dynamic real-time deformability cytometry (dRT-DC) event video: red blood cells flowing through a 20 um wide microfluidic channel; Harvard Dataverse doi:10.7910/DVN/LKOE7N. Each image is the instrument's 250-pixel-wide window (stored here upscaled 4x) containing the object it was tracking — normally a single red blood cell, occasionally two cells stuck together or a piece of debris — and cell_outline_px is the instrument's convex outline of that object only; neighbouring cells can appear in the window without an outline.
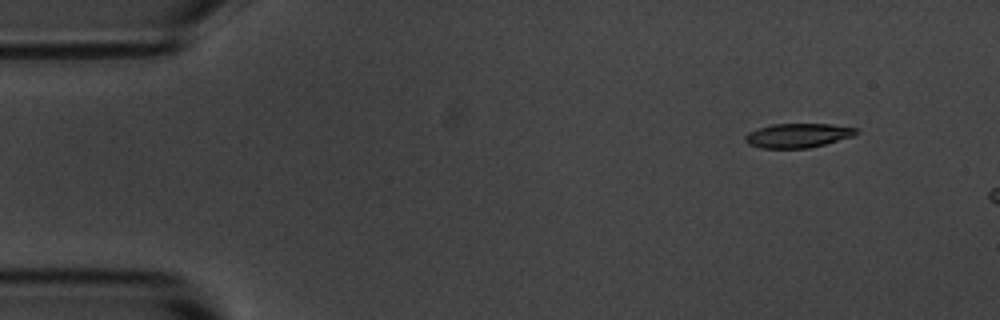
{"species": "common noctule bat (a hibernating species)", "species_latin": "Nyctalus noctula", "temperature_condition": "room temperature", "stored_images_in_passage": 48, "camera_frame_rate_fps": 3000, "um_per_image_px": 0.085, "animal": {"sex": "male", "body_mass_g": 20.1, "forearm_length_mm": 53.5}, "frame": {"image": 1, "passage_image": 1, "time_ms": 0.0, "image_size_px": [1000, 320], "cell_outline_px": [[860, 132], [852, 136], [824, 144], [808, 148], [760, 148], [748, 144], [744, 140], [744, 136], [748, 132], [772, 124], [832, 124], [856, 128]], "centroid_in_image_um": [67.79, 11.51], "position_along_channel_um": 17.2, "area_um2": 15.61}}
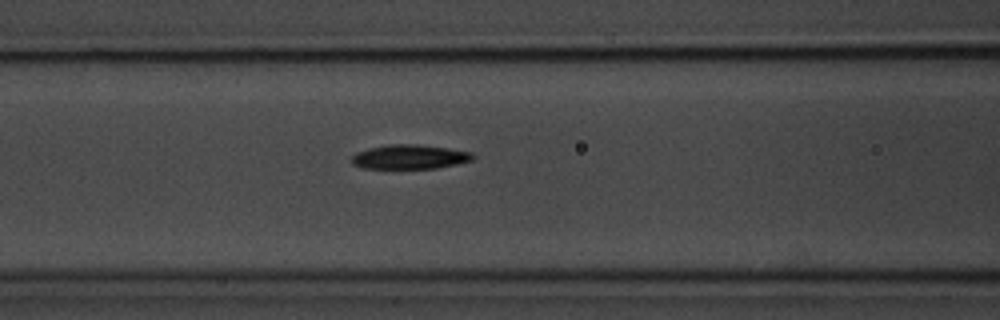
{"frame": {"image": 2, "passage_image": 18, "time_ms": 5.667, "image_size_px": [1000, 320], "cell_outline_px": [[476, 156], [472, 160], [456, 164], [436, 168], [364, 168], [352, 164], [352, 156], [356, 152], [368, 148], [388, 144], [420, 144], [448, 148], [472, 152]], "centroid_in_image_um": [34.83, 13.32], "position_along_channel_um": 131.8, "area_um2": 17.22}}
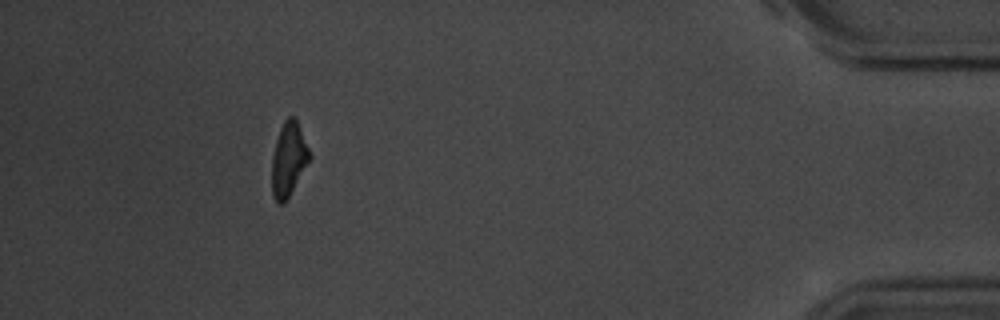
{"frame": {"image": 3, "passage_image": 46, "time_ms": 15.0, "image_size_px": [1000, 320], "cell_outline_px": [[312, 156], [284, 204], [276, 204], [272, 192], [272, 156], [276, 140], [280, 128], [284, 120], [288, 116], [292, 116], [296, 120]], "centroid_in_image_um": [24.51, 13.56], "position_along_channel_um": 410.7, "area_um2": 16.07}, "authors_computed_cell_mechanics": {"area_um2": 17.2533, "velocity_mm_per_s": 3.6243, "shape_relaxation_time_tau1_ms": 4.5675, "shape_relaxation_time_tau2_ms": null, "deformation_change_tau1": 0.1366, "deformation_change_tau2": null}}